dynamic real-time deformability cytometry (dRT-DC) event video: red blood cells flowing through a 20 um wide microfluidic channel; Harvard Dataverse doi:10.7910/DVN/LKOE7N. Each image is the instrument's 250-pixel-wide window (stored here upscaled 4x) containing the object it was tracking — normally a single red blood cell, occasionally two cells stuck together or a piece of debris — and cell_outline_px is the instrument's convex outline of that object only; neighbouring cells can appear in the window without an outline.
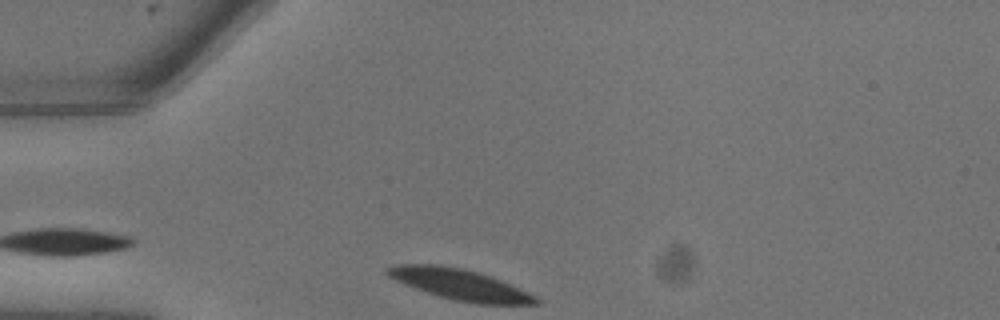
{"species": "common noctule bat (a hibernating species)", "species_latin": "Nyctalus noctula", "temperature_condition": "warm", "stored_images_in_passage": 2, "segment_of_instrument_passage": [2, 2], "camera_frame_rate_fps": 3000, "um_per_image_px": 0.085, "animal": {"sex": "male", "body_mass_g": 13.3}, "frame": {"image": 1, "passage_image": 2, "time_ms": 0.333, "image_size_px": [1000, 320], "cell_outline_px": [[540, 304], [476, 304], [452, 300], [416, 288], [388, 276], [384, 272], [384, 268], [396, 264], [436, 264], [460, 268], [476, 272], [500, 280], [528, 292], [536, 296], [540, 300]], "centroid_in_image_um": [39.09, 24.18], "position_along_channel_um": 45.9, "area_um2": 26.36}}